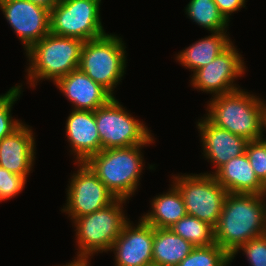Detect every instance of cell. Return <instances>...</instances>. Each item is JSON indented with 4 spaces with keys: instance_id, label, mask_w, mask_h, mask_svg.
I'll list each match as a JSON object with an SVG mask.
<instances>
[{
    "instance_id": "6da1fadb",
    "label": "cell",
    "mask_w": 266,
    "mask_h": 266,
    "mask_svg": "<svg viewBox=\"0 0 266 266\" xmlns=\"http://www.w3.org/2000/svg\"><path fill=\"white\" fill-rule=\"evenodd\" d=\"M215 229V243L232 256L249 240L266 234L262 194L228 193Z\"/></svg>"
},
{
    "instance_id": "7a4b0ae2",
    "label": "cell",
    "mask_w": 266,
    "mask_h": 266,
    "mask_svg": "<svg viewBox=\"0 0 266 266\" xmlns=\"http://www.w3.org/2000/svg\"><path fill=\"white\" fill-rule=\"evenodd\" d=\"M244 90L212 95L205 116L212 124L248 141L258 140L264 136L263 99Z\"/></svg>"
},
{
    "instance_id": "3957f363",
    "label": "cell",
    "mask_w": 266,
    "mask_h": 266,
    "mask_svg": "<svg viewBox=\"0 0 266 266\" xmlns=\"http://www.w3.org/2000/svg\"><path fill=\"white\" fill-rule=\"evenodd\" d=\"M83 40L47 34L25 53L29 61L26 69L30 87L43 79L55 83L79 68Z\"/></svg>"
},
{
    "instance_id": "277c9868",
    "label": "cell",
    "mask_w": 266,
    "mask_h": 266,
    "mask_svg": "<svg viewBox=\"0 0 266 266\" xmlns=\"http://www.w3.org/2000/svg\"><path fill=\"white\" fill-rule=\"evenodd\" d=\"M141 144L101 150L86 163L116 198L128 200L140 185L144 158Z\"/></svg>"
},
{
    "instance_id": "5b68a950",
    "label": "cell",
    "mask_w": 266,
    "mask_h": 266,
    "mask_svg": "<svg viewBox=\"0 0 266 266\" xmlns=\"http://www.w3.org/2000/svg\"><path fill=\"white\" fill-rule=\"evenodd\" d=\"M125 203L126 199L117 198L108 206L72 222L76 228L75 240L79 250L75 259L89 261L96 253L111 250L124 225L129 221L123 210Z\"/></svg>"
},
{
    "instance_id": "8992f818",
    "label": "cell",
    "mask_w": 266,
    "mask_h": 266,
    "mask_svg": "<svg viewBox=\"0 0 266 266\" xmlns=\"http://www.w3.org/2000/svg\"><path fill=\"white\" fill-rule=\"evenodd\" d=\"M122 38L108 34L84 41L79 69L112 95L126 69L127 48Z\"/></svg>"
},
{
    "instance_id": "52a82bcc",
    "label": "cell",
    "mask_w": 266,
    "mask_h": 266,
    "mask_svg": "<svg viewBox=\"0 0 266 266\" xmlns=\"http://www.w3.org/2000/svg\"><path fill=\"white\" fill-rule=\"evenodd\" d=\"M101 150L155 143L143 121L131 116L115 96L95 110Z\"/></svg>"
},
{
    "instance_id": "ba28073f",
    "label": "cell",
    "mask_w": 266,
    "mask_h": 266,
    "mask_svg": "<svg viewBox=\"0 0 266 266\" xmlns=\"http://www.w3.org/2000/svg\"><path fill=\"white\" fill-rule=\"evenodd\" d=\"M172 176V183L183 198L186 213L215 228L228 194L227 190L208 172Z\"/></svg>"
},
{
    "instance_id": "9c48e42d",
    "label": "cell",
    "mask_w": 266,
    "mask_h": 266,
    "mask_svg": "<svg viewBox=\"0 0 266 266\" xmlns=\"http://www.w3.org/2000/svg\"><path fill=\"white\" fill-rule=\"evenodd\" d=\"M100 4L101 0H59L50 10V33L83 41L105 35Z\"/></svg>"
},
{
    "instance_id": "30bf717a",
    "label": "cell",
    "mask_w": 266,
    "mask_h": 266,
    "mask_svg": "<svg viewBox=\"0 0 266 266\" xmlns=\"http://www.w3.org/2000/svg\"><path fill=\"white\" fill-rule=\"evenodd\" d=\"M77 166L79 169L71 175L70 184L66 188V206L61 209L68 214L72 222L108 206L117 199L86 162H78Z\"/></svg>"
},
{
    "instance_id": "8fae6325",
    "label": "cell",
    "mask_w": 266,
    "mask_h": 266,
    "mask_svg": "<svg viewBox=\"0 0 266 266\" xmlns=\"http://www.w3.org/2000/svg\"><path fill=\"white\" fill-rule=\"evenodd\" d=\"M237 50L232 42L213 61L196 70L191 77V86L214 96L239 89L234 82L244 75L246 66Z\"/></svg>"
},
{
    "instance_id": "7c38bea8",
    "label": "cell",
    "mask_w": 266,
    "mask_h": 266,
    "mask_svg": "<svg viewBox=\"0 0 266 266\" xmlns=\"http://www.w3.org/2000/svg\"><path fill=\"white\" fill-rule=\"evenodd\" d=\"M0 9L24 50L50 33V10L29 0H0Z\"/></svg>"
},
{
    "instance_id": "4fadbf2b",
    "label": "cell",
    "mask_w": 266,
    "mask_h": 266,
    "mask_svg": "<svg viewBox=\"0 0 266 266\" xmlns=\"http://www.w3.org/2000/svg\"><path fill=\"white\" fill-rule=\"evenodd\" d=\"M138 225L129 220L111 247L115 266H151L154 227L142 218Z\"/></svg>"
},
{
    "instance_id": "5bb4252c",
    "label": "cell",
    "mask_w": 266,
    "mask_h": 266,
    "mask_svg": "<svg viewBox=\"0 0 266 266\" xmlns=\"http://www.w3.org/2000/svg\"><path fill=\"white\" fill-rule=\"evenodd\" d=\"M204 157L216 166L214 175L230 159L245 153L248 140L212 124L206 117L197 124Z\"/></svg>"
},
{
    "instance_id": "9a60e30c",
    "label": "cell",
    "mask_w": 266,
    "mask_h": 266,
    "mask_svg": "<svg viewBox=\"0 0 266 266\" xmlns=\"http://www.w3.org/2000/svg\"><path fill=\"white\" fill-rule=\"evenodd\" d=\"M55 84L71 102L74 110L95 111L114 97L79 68L60 78Z\"/></svg>"
},
{
    "instance_id": "2e32d148",
    "label": "cell",
    "mask_w": 266,
    "mask_h": 266,
    "mask_svg": "<svg viewBox=\"0 0 266 266\" xmlns=\"http://www.w3.org/2000/svg\"><path fill=\"white\" fill-rule=\"evenodd\" d=\"M35 136L29 125L22 123L0 141V167L26 179L35 162Z\"/></svg>"
},
{
    "instance_id": "e0dca14e",
    "label": "cell",
    "mask_w": 266,
    "mask_h": 266,
    "mask_svg": "<svg viewBox=\"0 0 266 266\" xmlns=\"http://www.w3.org/2000/svg\"><path fill=\"white\" fill-rule=\"evenodd\" d=\"M65 132L67 142L74 153V162H86L92 155L101 151V139L99 137L95 121V111L74 110L66 120ZM76 155V156H75Z\"/></svg>"
},
{
    "instance_id": "ac0fdd59",
    "label": "cell",
    "mask_w": 266,
    "mask_h": 266,
    "mask_svg": "<svg viewBox=\"0 0 266 266\" xmlns=\"http://www.w3.org/2000/svg\"><path fill=\"white\" fill-rule=\"evenodd\" d=\"M214 176L228 193L263 194L265 188L251 167L246 153L230 159Z\"/></svg>"
},
{
    "instance_id": "d6986e66",
    "label": "cell",
    "mask_w": 266,
    "mask_h": 266,
    "mask_svg": "<svg viewBox=\"0 0 266 266\" xmlns=\"http://www.w3.org/2000/svg\"><path fill=\"white\" fill-rule=\"evenodd\" d=\"M227 31L211 32L177 54L176 60L193 73L213 61L231 43Z\"/></svg>"
},
{
    "instance_id": "ffe728a7",
    "label": "cell",
    "mask_w": 266,
    "mask_h": 266,
    "mask_svg": "<svg viewBox=\"0 0 266 266\" xmlns=\"http://www.w3.org/2000/svg\"><path fill=\"white\" fill-rule=\"evenodd\" d=\"M150 202L151 212L141 218L154 228H169L187 215L181 193L174 184L168 192L157 195Z\"/></svg>"
},
{
    "instance_id": "44dd1931",
    "label": "cell",
    "mask_w": 266,
    "mask_h": 266,
    "mask_svg": "<svg viewBox=\"0 0 266 266\" xmlns=\"http://www.w3.org/2000/svg\"><path fill=\"white\" fill-rule=\"evenodd\" d=\"M194 247L169 228H154L152 265L177 266L191 253Z\"/></svg>"
},
{
    "instance_id": "7402d4cb",
    "label": "cell",
    "mask_w": 266,
    "mask_h": 266,
    "mask_svg": "<svg viewBox=\"0 0 266 266\" xmlns=\"http://www.w3.org/2000/svg\"><path fill=\"white\" fill-rule=\"evenodd\" d=\"M185 12L189 19L210 32L227 31L229 26L214 0H190Z\"/></svg>"
},
{
    "instance_id": "603a6c76",
    "label": "cell",
    "mask_w": 266,
    "mask_h": 266,
    "mask_svg": "<svg viewBox=\"0 0 266 266\" xmlns=\"http://www.w3.org/2000/svg\"><path fill=\"white\" fill-rule=\"evenodd\" d=\"M169 229L195 247L209 246L215 243L214 227L188 214Z\"/></svg>"
},
{
    "instance_id": "cb8c5ba5",
    "label": "cell",
    "mask_w": 266,
    "mask_h": 266,
    "mask_svg": "<svg viewBox=\"0 0 266 266\" xmlns=\"http://www.w3.org/2000/svg\"><path fill=\"white\" fill-rule=\"evenodd\" d=\"M231 256L218 244L194 247L177 266H228Z\"/></svg>"
},
{
    "instance_id": "d4e9b609",
    "label": "cell",
    "mask_w": 266,
    "mask_h": 266,
    "mask_svg": "<svg viewBox=\"0 0 266 266\" xmlns=\"http://www.w3.org/2000/svg\"><path fill=\"white\" fill-rule=\"evenodd\" d=\"M21 87V85H15L5 94L0 95V141L10 135L23 123L17 119H13L11 115L14 103L18 101V98L22 94Z\"/></svg>"
},
{
    "instance_id": "484cf974",
    "label": "cell",
    "mask_w": 266,
    "mask_h": 266,
    "mask_svg": "<svg viewBox=\"0 0 266 266\" xmlns=\"http://www.w3.org/2000/svg\"><path fill=\"white\" fill-rule=\"evenodd\" d=\"M245 153L256 176L266 186V138L248 141Z\"/></svg>"
},
{
    "instance_id": "4316f807",
    "label": "cell",
    "mask_w": 266,
    "mask_h": 266,
    "mask_svg": "<svg viewBox=\"0 0 266 266\" xmlns=\"http://www.w3.org/2000/svg\"><path fill=\"white\" fill-rule=\"evenodd\" d=\"M27 179L0 167V202L16 197L25 187Z\"/></svg>"
},
{
    "instance_id": "83f0119b",
    "label": "cell",
    "mask_w": 266,
    "mask_h": 266,
    "mask_svg": "<svg viewBox=\"0 0 266 266\" xmlns=\"http://www.w3.org/2000/svg\"><path fill=\"white\" fill-rule=\"evenodd\" d=\"M242 250L250 266H266V234L249 240L243 244L232 256L231 262L235 255Z\"/></svg>"
},
{
    "instance_id": "f1b7e54d",
    "label": "cell",
    "mask_w": 266,
    "mask_h": 266,
    "mask_svg": "<svg viewBox=\"0 0 266 266\" xmlns=\"http://www.w3.org/2000/svg\"><path fill=\"white\" fill-rule=\"evenodd\" d=\"M219 12L230 22V16L233 12L239 11L245 7L246 0H214Z\"/></svg>"
},
{
    "instance_id": "f546056e",
    "label": "cell",
    "mask_w": 266,
    "mask_h": 266,
    "mask_svg": "<svg viewBox=\"0 0 266 266\" xmlns=\"http://www.w3.org/2000/svg\"><path fill=\"white\" fill-rule=\"evenodd\" d=\"M34 4L43 6L49 10L59 1V0H29Z\"/></svg>"
},
{
    "instance_id": "4dcf8cb0",
    "label": "cell",
    "mask_w": 266,
    "mask_h": 266,
    "mask_svg": "<svg viewBox=\"0 0 266 266\" xmlns=\"http://www.w3.org/2000/svg\"><path fill=\"white\" fill-rule=\"evenodd\" d=\"M89 262L90 261L74 259L73 261L69 262L68 264H65L62 266H90Z\"/></svg>"
},
{
    "instance_id": "1f68e13d",
    "label": "cell",
    "mask_w": 266,
    "mask_h": 266,
    "mask_svg": "<svg viewBox=\"0 0 266 266\" xmlns=\"http://www.w3.org/2000/svg\"><path fill=\"white\" fill-rule=\"evenodd\" d=\"M266 101L264 102V100H263V106H264V121H263V123H264V130L266 131Z\"/></svg>"
},
{
    "instance_id": "d6a6232c",
    "label": "cell",
    "mask_w": 266,
    "mask_h": 266,
    "mask_svg": "<svg viewBox=\"0 0 266 266\" xmlns=\"http://www.w3.org/2000/svg\"><path fill=\"white\" fill-rule=\"evenodd\" d=\"M262 195H263L264 200H266V186L264 188V191H263ZM265 211H266V201H265Z\"/></svg>"
}]
</instances>
